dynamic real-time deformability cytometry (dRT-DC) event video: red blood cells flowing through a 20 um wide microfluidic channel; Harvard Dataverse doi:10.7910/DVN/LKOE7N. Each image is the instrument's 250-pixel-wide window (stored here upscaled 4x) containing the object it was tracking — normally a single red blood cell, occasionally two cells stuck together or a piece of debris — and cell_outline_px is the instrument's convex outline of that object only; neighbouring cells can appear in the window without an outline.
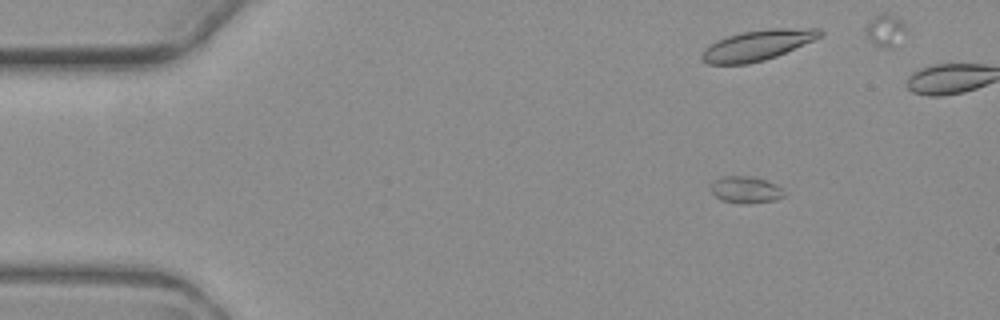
{"species": "common noctule bat (a hibernating species)", "species_latin": "Nyctalus noctula", "temperature_condition": "warm", "stored_images_in_passage": 11, "segment_of_instrument_passage": [1, 2], "camera_frame_rate_fps": 3000, "um_per_image_px": 0.085, "animal": {"sex": "female", "body_mass_g": 19.3, "forearm_length_mm": 54.1}, "frame": {"image": 1, "passage_image": 2, "time_ms": 1.333, "image_size_px": [1000, 320], "cell_outline_px": [[784, 196], [776, 200], [748, 204], [744, 204], [720, 200], [708, 188], [708, 184], [724, 176], [748, 176], [764, 180], [776, 184], [784, 192]], "centroid_in_image_um": [63.34, 16.14], "position_along_channel_um": 21.7, "area_um2": 11.5}}
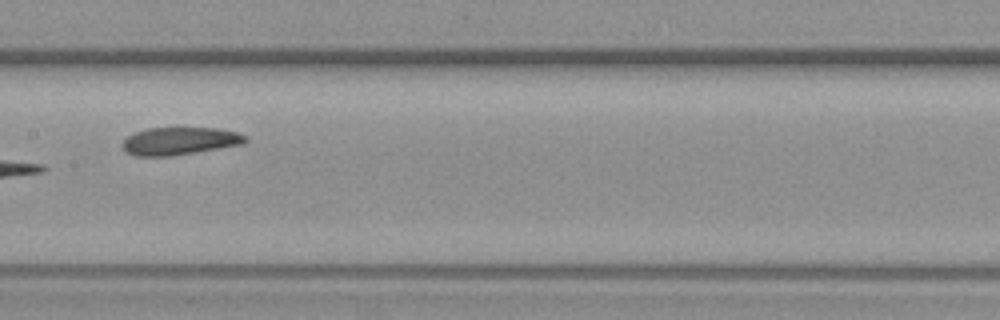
{"frame": {"image": 2, "passage_image": 8, "time_ms": 8.667, "image_size_px": [1000, 320], "cell_outline_px": [[248, 140], [244, 144], [172, 156], [136, 156], [124, 152], [124, 140], [128, 136], [136, 132], [148, 128], [216, 128], [236, 132], [248, 136]], "centroid_in_image_um": [15.3, 11.99], "position_along_channel_um": 192.1, "area_um2": 19.77}}
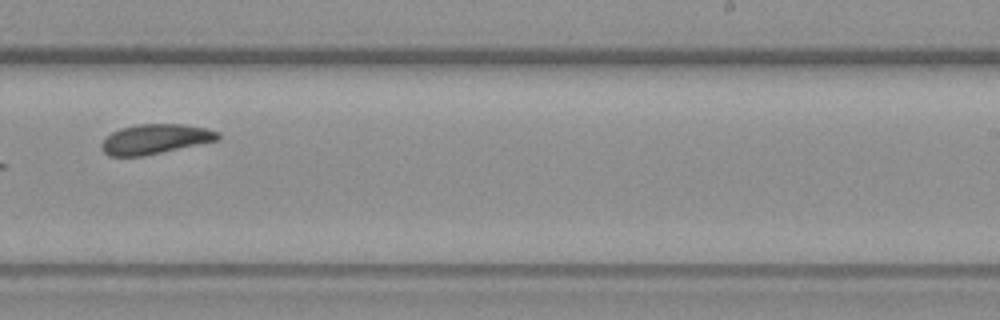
{"frame": {"image": 3, "passage_image": 10, "time_ms": 11.0, "image_size_px": [1000, 320], "cell_outline_px": [[220, 140], [144, 156], [108, 156], [100, 148], [100, 144], [112, 132], [120, 128], [136, 124], [184, 124], [208, 128], [220, 132]], "centroid_in_image_um": [13.22, 11.82], "position_along_channel_um": 275.8, "area_um2": 20.46}}